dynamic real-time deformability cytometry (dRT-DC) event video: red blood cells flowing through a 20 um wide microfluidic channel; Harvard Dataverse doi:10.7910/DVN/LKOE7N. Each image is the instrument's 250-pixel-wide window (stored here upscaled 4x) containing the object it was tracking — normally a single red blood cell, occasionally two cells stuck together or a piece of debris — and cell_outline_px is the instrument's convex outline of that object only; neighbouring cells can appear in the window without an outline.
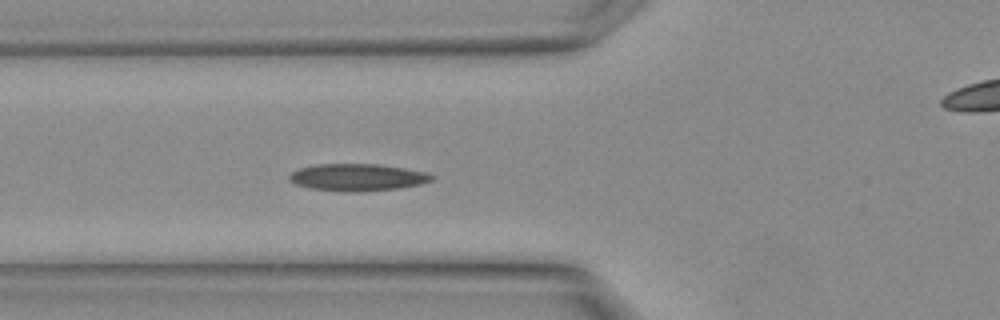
{"species": "Egyptian fruit bat (a non-hibernating species)", "species_latin": "Rousettus aegyptiacus", "temperature_condition": "warm", "stored_images_in_passage": 14, "camera_frame_rate_fps": 3000, "um_per_image_px": 0.085, "animal": {"sex": "female"}, "frame": {"image": 1, "passage_image": 12, "time_ms": 3.667, "image_size_px": [1000, 320], "cell_outline_px": [[436, 176], [432, 180], [420, 184], [400, 188], [308, 188], [296, 184], [288, 180], [288, 176], [292, 172], [300, 168], [316, 164], [380, 164], [428, 172]], "centroid_in_image_um": [30.42, 15.0], "position_along_channel_um": 95.4, "area_um2": 21.21}}
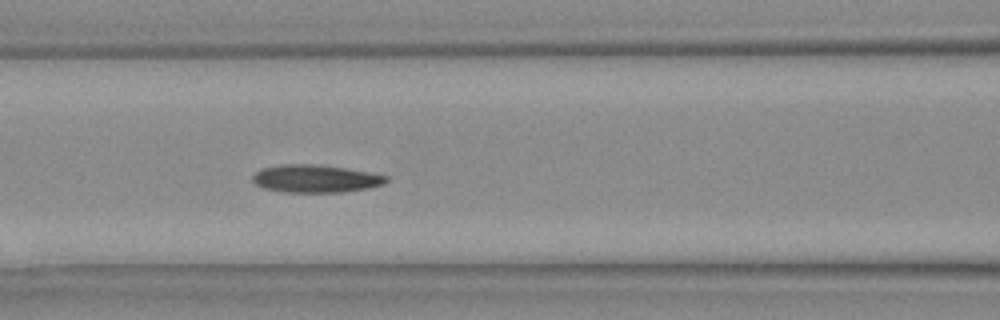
{"frame": {"image": 2, "passage_image": 14, "time_ms": 4.333, "image_size_px": [1000, 320], "cell_outline_px": [[388, 180], [384, 184], [368, 188], [344, 192], [284, 192], [264, 188], [256, 184], [252, 180], [252, 176], [260, 168], [284, 164], [312, 164], [348, 168], [388, 176]], "centroid_in_image_um": [26.82, 15.18], "position_along_channel_um": 139.8, "area_um2": 21.62}}